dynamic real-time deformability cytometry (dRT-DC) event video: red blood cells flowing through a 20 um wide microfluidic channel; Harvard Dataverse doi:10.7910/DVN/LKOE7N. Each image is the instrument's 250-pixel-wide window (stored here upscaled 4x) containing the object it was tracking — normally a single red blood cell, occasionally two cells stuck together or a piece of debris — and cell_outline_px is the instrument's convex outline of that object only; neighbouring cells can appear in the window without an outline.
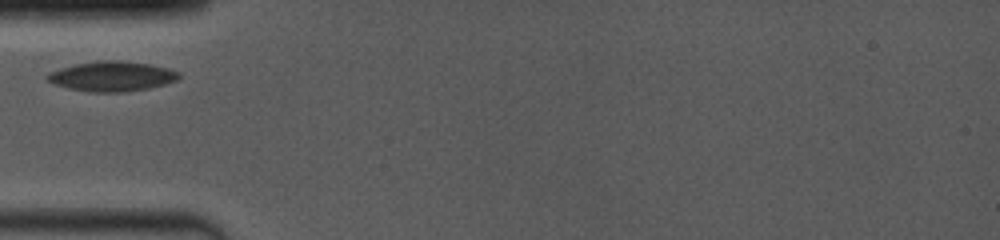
{"species": "common noctule bat (a hibernating species)", "species_latin": "Nyctalus noctula", "temperature_condition": "room temperature", "stored_images_in_passage": 21, "camera_frame_rate_fps": 4000, "um_per_image_px": 0.085, "animal": {"sex": "female", "body_mass_g": 19.0, "forearm_length_mm": 53.3}, "frame": {"image": 1, "passage_image": 1, "time_ms": 0.0, "image_size_px": [1000, 240], "cell_outline_px": [[180, 76], [176, 80], [164, 84], [148, 88], [124, 92], [92, 92], [68, 88], [56, 84], [48, 80], [44, 76], [48, 72], [60, 68], [76, 64], [100, 60], [120, 60], [152, 64], [168, 68], [180, 72]], "centroid_in_image_um": [9.52, 6.47], "position_along_channel_um": 75.5, "area_um2": 22.95}}
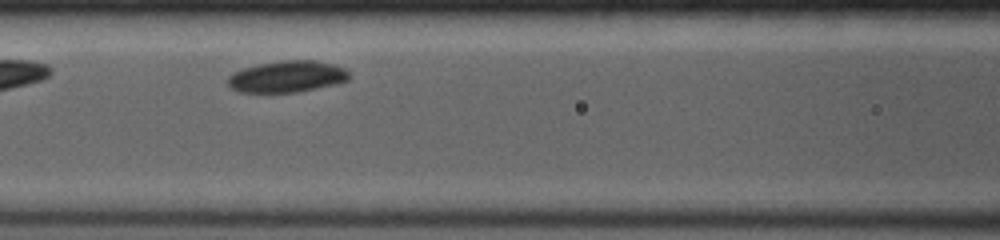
{"frame": {"image": 2, "passage_image": 10, "time_ms": 1.75, "image_size_px": [1000, 240], "cell_outline_px": [[348, 80], [336, 84], [296, 92], [240, 92], [232, 88], [228, 84], [228, 76], [232, 72], [256, 64], [284, 60], [316, 60], [336, 64], [344, 68], [348, 72]], "centroid_in_image_um": [24.4, 6.49], "position_along_channel_um": 142.2, "area_um2": 22.31}}
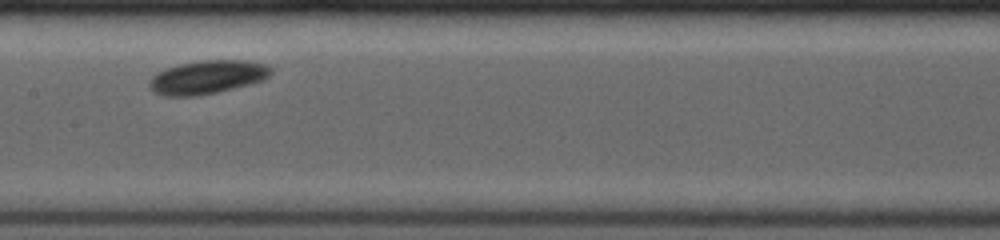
{"frame": {"image": 3, "passage_image": 20, "time_ms": 3.0, "image_size_px": [1000, 240], "cell_outline_px": [[272, 72], [268, 76], [260, 80], [248, 84], [200, 96], [164, 96], [156, 92], [148, 84], [148, 80], [156, 72], [164, 68], [180, 64], [204, 60], [244, 60], [268, 64], [272, 68]], "centroid_in_image_um": [17.59, 6.55], "position_along_channel_um": 189.8, "area_um2": 23.64}}